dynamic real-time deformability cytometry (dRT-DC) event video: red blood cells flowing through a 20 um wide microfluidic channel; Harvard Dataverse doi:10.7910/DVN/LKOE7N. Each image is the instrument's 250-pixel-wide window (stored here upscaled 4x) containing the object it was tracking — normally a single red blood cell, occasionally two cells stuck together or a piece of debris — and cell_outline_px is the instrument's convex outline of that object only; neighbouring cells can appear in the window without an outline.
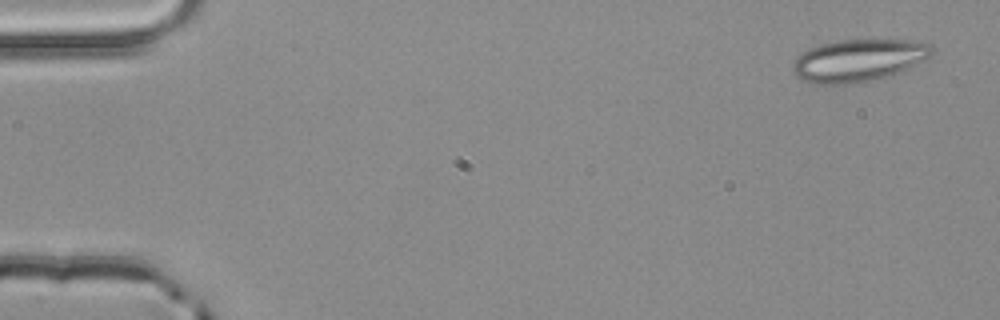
{"species": "common noctule bat (a hibernating species)", "species_latin": "Nyctalus noctula", "temperature_condition": "room temperature", "stored_images_in_passage": 4, "camera_frame_rate_fps": 3000, "um_per_image_px": 0.085, "animal": {"sex": "male", "body_mass_g": 20.4}, "frame": {"image": 1, "passage_image": 1, "time_ms": 0.0, "image_size_px": [1000, 320], "cell_outline_px": [[932, 52], [924, 60], [900, 72], [872, 80], [856, 84], [812, 84], [800, 80], [792, 72], [792, 64], [808, 48], [820, 44], [836, 40], [912, 40], [932, 44]], "centroid_in_image_um": [72.93, 5.14], "position_along_channel_um": 12.1, "area_um2": 34.39}}